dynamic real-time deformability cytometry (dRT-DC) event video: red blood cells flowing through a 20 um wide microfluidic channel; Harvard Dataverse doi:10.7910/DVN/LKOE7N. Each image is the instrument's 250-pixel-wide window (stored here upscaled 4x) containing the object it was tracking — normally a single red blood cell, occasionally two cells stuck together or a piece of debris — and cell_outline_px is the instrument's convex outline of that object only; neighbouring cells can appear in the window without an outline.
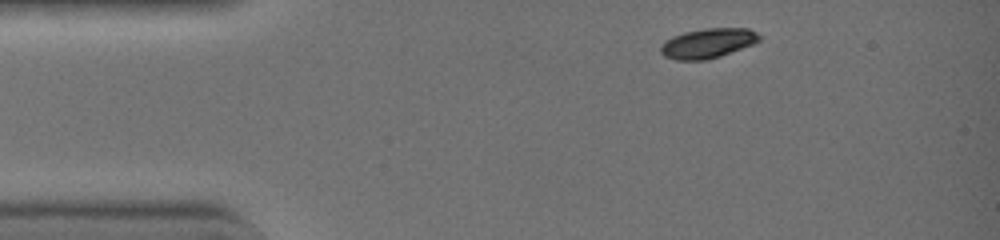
{"species": "common noctule bat (a hibernating species)", "species_latin": "Nyctalus noctula", "temperature_condition": "warm", "stored_images_in_passage": 8, "camera_frame_rate_fps": 3000, "um_per_image_px": 0.085, "animal": {"sex": "female", "body_mass_g": 19.0, "forearm_length_mm": 51.5}, "frame": {"image": 1, "passage_image": 1, "time_ms": 0.0, "image_size_px": [1000, 240], "cell_outline_px": [[760, 40], [752, 44], [720, 56], [704, 60], [676, 60], [664, 56], [660, 52], [660, 44], [664, 40], [672, 36], [684, 32], [704, 28], [748, 28], [756, 32], [760, 36]], "centroid_in_image_um": [60.11, 3.67], "position_along_channel_um": 24.9, "area_um2": 17.11}}
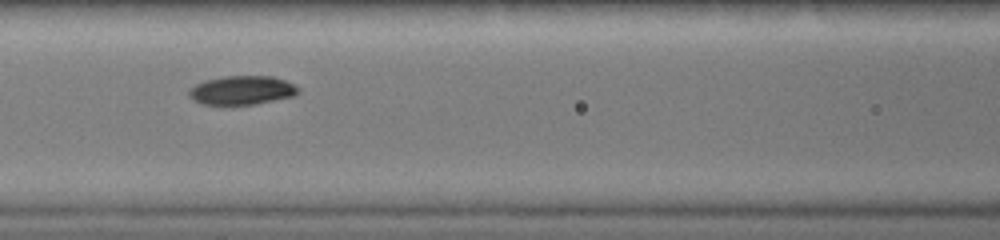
{"frame": {"image": 2, "passage_image": 6, "time_ms": 1.667, "image_size_px": [1000, 240], "cell_outline_px": [[300, 92], [296, 96], [252, 104], [204, 104], [188, 96], [188, 88], [204, 80], [224, 76], [272, 76], [296, 84], [300, 88]], "centroid_in_image_um": [20.6, 7.65], "position_along_channel_um": 146.0, "area_um2": 18.44}}
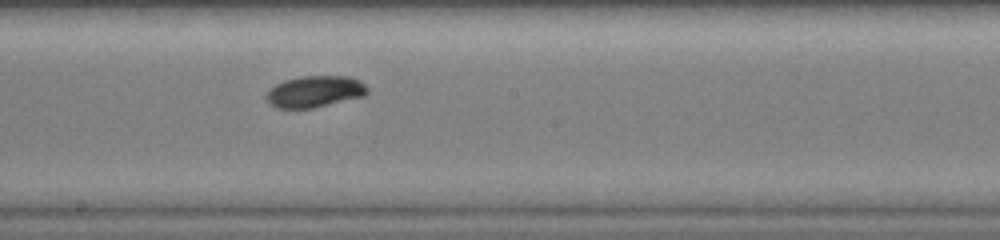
{"frame": {"image": 3, "passage_image": 8, "time_ms": 2.333, "image_size_px": [1000, 240], "cell_outline_px": [[368, 92], [364, 96], [312, 108], [276, 108], [268, 100], [268, 92], [276, 84], [284, 80], [300, 76], [348, 76], [360, 80], [368, 88]], "centroid_in_image_um": [26.8, 7.77], "position_along_channel_um": 221.4, "area_um2": 18.32}}